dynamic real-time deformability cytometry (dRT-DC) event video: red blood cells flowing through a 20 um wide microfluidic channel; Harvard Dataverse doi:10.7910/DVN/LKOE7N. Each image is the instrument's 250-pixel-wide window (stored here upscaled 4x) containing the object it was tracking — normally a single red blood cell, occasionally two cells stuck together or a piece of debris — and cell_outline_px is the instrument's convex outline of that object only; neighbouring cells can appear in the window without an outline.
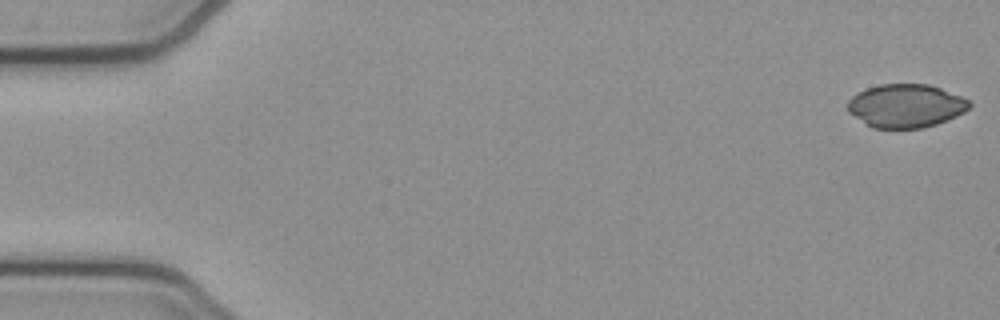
{"species": "common noctule bat (a hibernating species)", "species_latin": "Nyctalus noctula", "temperature_condition": "cold", "stored_images_in_passage": 53, "camera_frame_rate_fps": 3000, "um_per_image_px": 0.085, "animal": {"sex": "female", "body_mass_g": 21.9}, "frame": {"image": 1, "passage_image": 1, "time_ms": 0.0, "image_size_px": [1000, 320], "cell_outline_px": [[972, 104], [964, 112], [956, 116], [936, 124], [924, 128], [872, 128], [848, 112], [848, 100], [852, 96], [868, 88], [880, 84], [928, 84], [940, 88], [960, 96], [968, 100]], "centroid_in_image_um": [76.99, 9.0], "position_along_channel_um": 8.0, "area_um2": 30.58}}
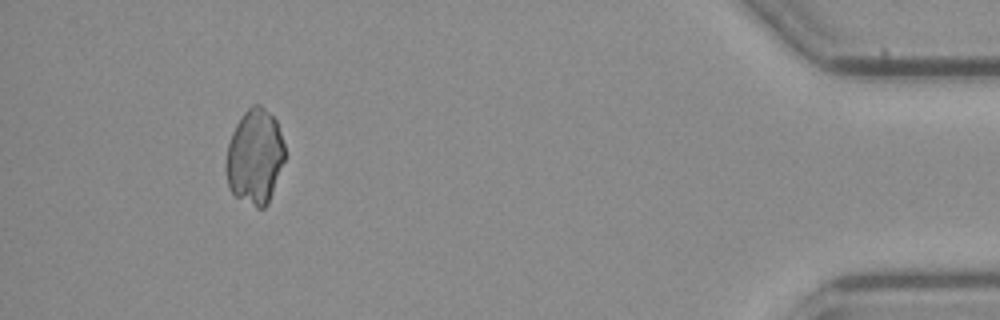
{"frame": {"image": 2, "passage_image": 49, "time_ms": 16.0, "image_size_px": [1000, 320], "cell_outline_px": [[284, 160], [268, 204], [264, 208], [256, 208], [236, 196], [232, 192], [228, 184], [224, 168], [228, 144], [232, 132], [236, 124], [244, 112], [252, 104], [260, 104], [276, 120], [284, 144]], "centroid_in_image_um": [21.64, 13.32], "position_along_channel_um": 413.6, "area_um2": 32.48}}